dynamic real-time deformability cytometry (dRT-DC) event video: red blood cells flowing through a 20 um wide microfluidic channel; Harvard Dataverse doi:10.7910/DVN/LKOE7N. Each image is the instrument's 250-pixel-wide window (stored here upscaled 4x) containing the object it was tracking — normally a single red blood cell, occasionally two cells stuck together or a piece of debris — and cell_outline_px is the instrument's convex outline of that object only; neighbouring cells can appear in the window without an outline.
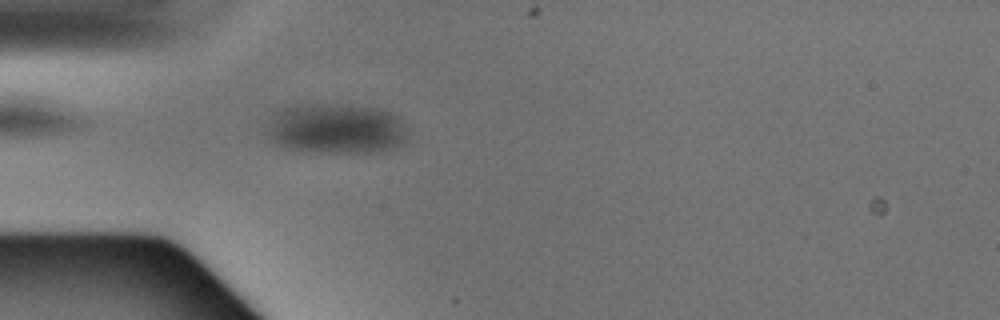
{"species": "Egyptian fruit bat (a non-hibernating species)", "species_latin": "Rousettus aegyptiacus", "temperature_condition": "warm", "stored_images_in_passage": 1, "camera_frame_rate_fps": 3000, "um_per_image_px": 0.085, "animal": {"sex": "male"}, "frame": {"image": 1, "passage_image": 1, "time_ms": 0.0, "image_size_px": [1000, 320], "cell_outline_px": [[408, 136], [404, 144], [388, 148], [368, 152], [320, 152], [288, 148], [272, 140], [268, 132], [268, 128], [272, 120], [284, 108], [312, 104], [332, 104], [380, 108], [392, 112], [404, 124]], "centroid_in_image_um": [28.67, 10.93], "position_along_channel_um": 56.3, "area_um2": 40.34}}